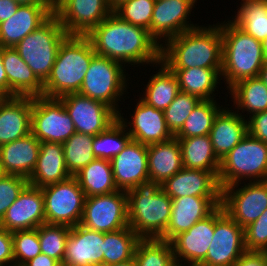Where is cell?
Segmentation results:
<instances>
[{
  "mask_svg": "<svg viewBox=\"0 0 267 266\" xmlns=\"http://www.w3.org/2000/svg\"><path fill=\"white\" fill-rule=\"evenodd\" d=\"M86 36L96 54L124 66L150 64L154 68L160 62L161 47L149 35V31L123 21L113 12Z\"/></svg>",
  "mask_w": 267,
  "mask_h": 266,
  "instance_id": "1",
  "label": "cell"
},
{
  "mask_svg": "<svg viewBox=\"0 0 267 266\" xmlns=\"http://www.w3.org/2000/svg\"><path fill=\"white\" fill-rule=\"evenodd\" d=\"M217 24L199 25L168 39L161 46L160 61L169 69H222L221 22Z\"/></svg>",
  "mask_w": 267,
  "mask_h": 266,
  "instance_id": "2",
  "label": "cell"
},
{
  "mask_svg": "<svg viewBox=\"0 0 267 266\" xmlns=\"http://www.w3.org/2000/svg\"><path fill=\"white\" fill-rule=\"evenodd\" d=\"M95 54L86 35H68L62 41L51 73L43 83V96L60 98L78 93Z\"/></svg>",
  "mask_w": 267,
  "mask_h": 266,
  "instance_id": "3",
  "label": "cell"
},
{
  "mask_svg": "<svg viewBox=\"0 0 267 266\" xmlns=\"http://www.w3.org/2000/svg\"><path fill=\"white\" fill-rule=\"evenodd\" d=\"M222 70L227 91L237 82L258 77L265 63L262 42L241 30L232 20L222 23Z\"/></svg>",
  "mask_w": 267,
  "mask_h": 266,
  "instance_id": "4",
  "label": "cell"
},
{
  "mask_svg": "<svg viewBox=\"0 0 267 266\" xmlns=\"http://www.w3.org/2000/svg\"><path fill=\"white\" fill-rule=\"evenodd\" d=\"M128 224L141 239H159L171 216L172 199L157 182L147 181L127 191Z\"/></svg>",
  "mask_w": 267,
  "mask_h": 266,
  "instance_id": "5",
  "label": "cell"
},
{
  "mask_svg": "<svg viewBox=\"0 0 267 266\" xmlns=\"http://www.w3.org/2000/svg\"><path fill=\"white\" fill-rule=\"evenodd\" d=\"M266 180L267 143L247 134L221 160L218 173L220 188L247 181Z\"/></svg>",
  "mask_w": 267,
  "mask_h": 266,
  "instance_id": "6",
  "label": "cell"
},
{
  "mask_svg": "<svg viewBox=\"0 0 267 266\" xmlns=\"http://www.w3.org/2000/svg\"><path fill=\"white\" fill-rule=\"evenodd\" d=\"M125 67L120 62L95 54L78 93L104 102L117 113H122L119 103L130 86Z\"/></svg>",
  "mask_w": 267,
  "mask_h": 266,
  "instance_id": "7",
  "label": "cell"
},
{
  "mask_svg": "<svg viewBox=\"0 0 267 266\" xmlns=\"http://www.w3.org/2000/svg\"><path fill=\"white\" fill-rule=\"evenodd\" d=\"M67 36V32L53 14L14 48L36 77L44 83L51 73L59 47Z\"/></svg>",
  "mask_w": 267,
  "mask_h": 266,
  "instance_id": "8",
  "label": "cell"
},
{
  "mask_svg": "<svg viewBox=\"0 0 267 266\" xmlns=\"http://www.w3.org/2000/svg\"><path fill=\"white\" fill-rule=\"evenodd\" d=\"M41 190L46 224L70 227L80 224L86 196L74 176Z\"/></svg>",
  "mask_w": 267,
  "mask_h": 266,
  "instance_id": "9",
  "label": "cell"
},
{
  "mask_svg": "<svg viewBox=\"0 0 267 266\" xmlns=\"http://www.w3.org/2000/svg\"><path fill=\"white\" fill-rule=\"evenodd\" d=\"M76 132L59 98L32 97L31 133L40 142L64 143Z\"/></svg>",
  "mask_w": 267,
  "mask_h": 266,
  "instance_id": "10",
  "label": "cell"
},
{
  "mask_svg": "<svg viewBox=\"0 0 267 266\" xmlns=\"http://www.w3.org/2000/svg\"><path fill=\"white\" fill-rule=\"evenodd\" d=\"M241 184L221 188V206L244 228L256 221L267 209V180L243 182V186Z\"/></svg>",
  "mask_w": 267,
  "mask_h": 266,
  "instance_id": "11",
  "label": "cell"
},
{
  "mask_svg": "<svg viewBox=\"0 0 267 266\" xmlns=\"http://www.w3.org/2000/svg\"><path fill=\"white\" fill-rule=\"evenodd\" d=\"M246 251L244 228L219 205L214 210V235L206 258L198 266H233Z\"/></svg>",
  "mask_w": 267,
  "mask_h": 266,
  "instance_id": "12",
  "label": "cell"
},
{
  "mask_svg": "<svg viewBox=\"0 0 267 266\" xmlns=\"http://www.w3.org/2000/svg\"><path fill=\"white\" fill-rule=\"evenodd\" d=\"M80 225L104 233L128 227L127 192L118 190L109 194L87 197Z\"/></svg>",
  "mask_w": 267,
  "mask_h": 266,
  "instance_id": "13",
  "label": "cell"
},
{
  "mask_svg": "<svg viewBox=\"0 0 267 266\" xmlns=\"http://www.w3.org/2000/svg\"><path fill=\"white\" fill-rule=\"evenodd\" d=\"M59 99L78 133L95 136L118 119V113L104 102L79 93L67 94Z\"/></svg>",
  "mask_w": 267,
  "mask_h": 266,
  "instance_id": "14",
  "label": "cell"
},
{
  "mask_svg": "<svg viewBox=\"0 0 267 266\" xmlns=\"http://www.w3.org/2000/svg\"><path fill=\"white\" fill-rule=\"evenodd\" d=\"M194 7L192 0H155L149 35L161 47L168 39L198 27L189 18Z\"/></svg>",
  "mask_w": 267,
  "mask_h": 266,
  "instance_id": "15",
  "label": "cell"
},
{
  "mask_svg": "<svg viewBox=\"0 0 267 266\" xmlns=\"http://www.w3.org/2000/svg\"><path fill=\"white\" fill-rule=\"evenodd\" d=\"M138 99L135 109L129 116L130 122L124 118V113H118V119L131 136V140L150 145L174 137L165 121L164 111L148 105L140 96Z\"/></svg>",
  "mask_w": 267,
  "mask_h": 266,
  "instance_id": "16",
  "label": "cell"
},
{
  "mask_svg": "<svg viewBox=\"0 0 267 266\" xmlns=\"http://www.w3.org/2000/svg\"><path fill=\"white\" fill-rule=\"evenodd\" d=\"M112 12L107 0H67L54 15L68 35H87Z\"/></svg>",
  "mask_w": 267,
  "mask_h": 266,
  "instance_id": "17",
  "label": "cell"
},
{
  "mask_svg": "<svg viewBox=\"0 0 267 266\" xmlns=\"http://www.w3.org/2000/svg\"><path fill=\"white\" fill-rule=\"evenodd\" d=\"M45 224L41 188L28 184L0 220L8 232L36 229Z\"/></svg>",
  "mask_w": 267,
  "mask_h": 266,
  "instance_id": "18",
  "label": "cell"
},
{
  "mask_svg": "<svg viewBox=\"0 0 267 266\" xmlns=\"http://www.w3.org/2000/svg\"><path fill=\"white\" fill-rule=\"evenodd\" d=\"M213 235L214 211L170 241L175 262L188 266H198L206 258Z\"/></svg>",
  "mask_w": 267,
  "mask_h": 266,
  "instance_id": "19",
  "label": "cell"
},
{
  "mask_svg": "<svg viewBox=\"0 0 267 266\" xmlns=\"http://www.w3.org/2000/svg\"><path fill=\"white\" fill-rule=\"evenodd\" d=\"M114 181L118 190L129 191L149 181L147 145L130 140L111 161Z\"/></svg>",
  "mask_w": 267,
  "mask_h": 266,
  "instance_id": "20",
  "label": "cell"
},
{
  "mask_svg": "<svg viewBox=\"0 0 267 266\" xmlns=\"http://www.w3.org/2000/svg\"><path fill=\"white\" fill-rule=\"evenodd\" d=\"M219 205L221 197L185 196L172 199L169 223L159 239L170 242L176 235L210 215Z\"/></svg>",
  "mask_w": 267,
  "mask_h": 266,
  "instance_id": "21",
  "label": "cell"
},
{
  "mask_svg": "<svg viewBox=\"0 0 267 266\" xmlns=\"http://www.w3.org/2000/svg\"><path fill=\"white\" fill-rule=\"evenodd\" d=\"M104 232L70 227L61 266H103Z\"/></svg>",
  "mask_w": 267,
  "mask_h": 266,
  "instance_id": "22",
  "label": "cell"
},
{
  "mask_svg": "<svg viewBox=\"0 0 267 266\" xmlns=\"http://www.w3.org/2000/svg\"><path fill=\"white\" fill-rule=\"evenodd\" d=\"M161 189L171 198L185 196L221 197L218 178L210 171L182 168Z\"/></svg>",
  "mask_w": 267,
  "mask_h": 266,
  "instance_id": "23",
  "label": "cell"
},
{
  "mask_svg": "<svg viewBox=\"0 0 267 266\" xmlns=\"http://www.w3.org/2000/svg\"><path fill=\"white\" fill-rule=\"evenodd\" d=\"M32 97H3L0 100V146L31 133Z\"/></svg>",
  "mask_w": 267,
  "mask_h": 266,
  "instance_id": "24",
  "label": "cell"
},
{
  "mask_svg": "<svg viewBox=\"0 0 267 266\" xmlns=\"http://www.w3.org/2000/svg\"><path fill=\"white\" fill-rule=\"evenodd\" d=\"M52 15L49 5H19L12 17L0 23V46L14 48Z\"/></svg>",
  "mask_w": 267,
  "mask_h": 266,
  "instance_id": "25",
  "label": "cell"
},
{
  "mask_svg": "<svg viewBox=\"0 0 267 266\" xmlns=\"http://www.w3.org/2000/svg\"><path fill=\"white\" fill-rule=\"evenodd\" d=\"M40 141L29 135L0 146V163L5 174L29 178L40 152Z\"/></svg>",
  "mask_w": 267,
  "mask_h": 266,
  "instance_id": "26",
  "label": "cell"
},
{
  "mask_svg": "<svg viewBox=\"0 0 267 266\" xmlns=\"http://www.w3.org/2000/svg\"><path fill=\"white\" fill-rule=\"evenodd\" d=\"M2 62L8 81V97L43 96V83L13 47H2Z\"/></svg>",
  "mask_w": 267,
  "mask_h": 266,
  "instance_id": "27",
  "label": "cell"
},
{
  "mask_svg": "<svg viewBox=\"0 0 267 266\" xmlns=\"http://www.w3.org/2000/svg\"><path fill=\"white\" fill-rule=\"evenodd\" d=\"M247 134V119L232 106H224L215 117L209 136L216 156L222 160Z\"/></svg>",
  "mask_w": 267,
  "mask_h": 266,
  "instance_id": "28",
  "label": "cell"
},
{
  "mask_svg": "<svg viewBox=\"0 0 267 266\" xmlns=\"http://www.w3.org/2000/svg\"><path fill=\"white\" fill-rule=\"evenodd\" d=\"M71 177L66 168L63 144L41 142L36 166L28 178L30 185L43 188Z\"/></svg>",
  "mask_w": 267,
  "mask_h": 266,
  "instance_id": "29",
  "label": "cell"
},
{
  "mask_svg": "<svg viewBox=\"0 0 267 266\" xmlns=\"http://www.w3.org/2000/svg\"><path fill=\"white\" fill-rule=\"evenodd\" d=\"M149 181L162 185L183 168L182 152L178 139L147 145Z\"/></svg>",
  "mask_w": 267,
  "mask_h": 266,
  "instance_id": "30",
  "label": "cell"
},
{
  "mask_svg": "<svg viewBox=\"0 0 267 266\" xmlns=\"http://www.w3.org/2000/svg\"><path fill=\"white\" fill-rule=\"evenodd\" d=\"M177 139L184 168L210 171L218 178L221 160L214 152L209 135Z\"/></svg>",
  "mask_w": 267,
  "mask_h": 266,
  "instance_id": "31",
  "label": "cell"
},
{
  "mask_svg": "<svg viewBox=\"0 0 267 266\" xmlns=\"http://www.w3.org/2000/svg\"><path fill=\"white\" fill-rule=\"evenodd\" d=\"M178 79L179 90L195 95L201 100H213L221 85V70L210 68L170 69ZM215 94H214V93Z\"/></svg>",
  "mask_w": 267,
  "mask_h": 266,
  "instance_id": "32",
  "label": "cell"
},
{
  "mask_svg": "<svg viewBox=\"0 0 267 266\" xmlns=\"http://www.w3.org/2000/svg\"><path fill=\"white\" fill-rule=\"evenodd\" d=\"M227 93L231 95L234 110L243 118L267 111V86L258 77L237 82Z\"/></svg>",
  "mask_w": 267,
  "mask_h": 266,
  "instance_id": "33",
  "label": "cell"
},
{
  "mask_svg": "<svg viewBox=\"0 0 267 266\" xmlns=\"http://www.w3.org/2000/svg\"><path fill=\"white\" fill-rule=\"evenodd\" d=\"M158 65V66H157ZM157 70L150 75L147 85H144L142 97L145 103L154 108L164 111L175 99L178 94L179 84L178 79L173 71H171L162 61L155 64Z\"/></svg>",
  "mask_w": 267,
  "mask_h": 266,
  "instance_id": "34",
  "label": "cell"
},
{
  "mask_svg": "<svg viewBox=\"0 0 267 266\" xmlns=\"http://www.w3.org/2000/svg\"><path fill=\"white\" fill-rule=\"evenodd\" d=\"M74 177L86 198L118 191L109 160L95 158Z\"/></svg>",
  "mask_w": 267,
  "mask_h": 266,
  "instance_id": "35",
  "label": "cell"
},
{
  "mask_svg": "<svg viewBox=\"0 0 267 266\" xmlns=\"http://www.w3.org/2000/svg\"><path fill=\"white\" fill-rule=\"evenodd\" d=\"M232 21L244 32L262 42L267 37V1L242 0Z\"/></svg>",
  "mask_w": 267,
  "mask_h": 266,
  "instance_id": "36",
  "label": "cell"
},
{
  "mask_svg": "<svg viewBox=\"0 0 267 266\" xmlns=\"http://www.w3.org/2000/svg\"><path fill=\"white\" fill-rule=\"evenodd\" d=\"M140 240L129 226L104 233L103 266L133 260L136 245Z\"/></svg>",
  "mask_w": 267,
  "mask_h": 266,
  "instance_id": "37",
  "label": "cell"
},
{
  "mask_svg": "<svg viewBox=\"0 0 267 266\" xmlns=\"http://www.w3.org/2000/svg\"><path fill=\"white\" fill-rule=\"evenodd\" d=\"M216 99L201 100L185 120L176 138H190L209 135L217 114L224 108Z\"/></svg>",
  "mask_w": 267,
  "mask_h": 266,
  "instance_id": "38",
  "label": "cell"
},
{
  "mask_svg": "<svg viewBox=\"0 0 267 266\" xmlns=\"http://www.w3.org/2000/svg\"><path fill=\"white\" fill-rule=\"evenodd\" d=\"M131 140L124 125L117 119L106 130L94 136L93 154L96 158L111 161Z\"/></svg>",
  "mask_w": 267,
  "mask_h": 266,
  "instance_id": "39",
  "label": "cell"
},
{
  "mask_svg": "<svg viewBox=\"0 0 267 266\" xmlns=\"http://www.w3.org/2000/svg\"><path fill=\"white\" fill-rule=\"evenodd\" d=\"M93 140L94 136L75 132L63 143L65 164L71 176L96 158L92 149Z\"/></svg>",
  "mask_w": 267,
  "mask_h": 266,
  "instance_id": "40",
  "label": "cell"
},
{
  "mask_svg": "<svg viewBox=\"0 0 267 266\" xmlns=\"http://www.w3.org/2000/svg\"><path fill=\"white\" fill-rule=\"evenodd\" d=\"M137 266H173L176 264L172 245L160 239H141L135 248Z\"/></svg>",
  "mask_w": 267,
  "mask_h": 266,
  "instance_id": "41",
  "label": "cell"
},
{
  "mask_svg": "<svg viewBox=\"0 0 267 266\" xmlns=\"http://www.w3.org/2000/svg\"><path fill=\"white\" fill-rule=\"evenodd\" d=\"M69 233L70 226L67 225L45 223L39 226L41 253L54 258L62 265Z\"/></svg>",
  "mask_w": 267,
  "mask_h": 266,
  "instance_id": "42",
  "label": "cell"
},
{
  "mask_svg": "<svg viewBox=\"0 0 267 266\" xmlns=\"http://www.w3.org/2000/svg\"><path fill=\"white\" fill-rule=\"evenodd\" d=\"M155 0H127L117 6L115 13L123 21L150 30Z\"/></svg>",
  "mask_w": 267,
  "mask_h": 266,
  "instance_id": "43",
  "label": "cell"
},
{
  "mask_svg": "<svg viewBox=\"0 0 267 266\" xmlns=\"http://www.w3.org/2000/svg\"><path fill=\"white\" fill-rule=\"evenodd\" d=\"M200 101L201 99L195 95L178 92L172 103L164 110L165 121L173 135L182 128L185 120Z\"/></svg>",
  "mask_w": 267,
  "mask_h": 266,
  "instance_id": "44",
  "label": "cell"
},
{
  "mask_svg": "<svg viewBox=\"0 0 267 266\" xmlns=\"http://www.w3.org/2000/svg\"><path fill=\"white\" fill-rule=\"evenodd\" d=\"M14 266L24 263L41 253L39 227L12 232Z\"/></svg>",
  "mask_w": 267,
  "mask_h": 266,
  "instance_id": "45",
  "label": "cell"
},
{
  "mask_svg": "<svg viewBox=\"0 0 267 266\" xmlns=\"http://www.w3.org/2000/svg\"><path fill=\"white\" fill-rule=\"evenodd\" d=\"M28 184V179L19 175L6 174L0 179V220Z\"/></svg>",
  "mask_w": 267,
  "mask_h": 266,
  "instance_id": "46",
  "label": "cell"
},
{
  "mask_svg": "<svg viewBox=\"0 0 267 266\" xmlns=\"http://www.w3.org/2000/svg\"><path fill=\"white\" fill-rule=\"evenodd\" d=\"M246 250L263 251L267 247V209L254 222L244 227Z\"/></svg>",
  "mask_w": 267,
  "mask_h": 266,
  "instance_id": "47",
  "label": "cell"
},
{
  "mask_svg": "<svg viewBox=\"0 0 267 266\" xmlns=\"http://www.w3.org/2000/svg\"><path fill=\"white\" fill-rule=\"evenodd\" d=\"M248 134L255 139L267 143V111H263L247 118Z\"/></svg>",
  "mask_w": 267,
  "mask_h": 266,
  "instance_id": "48",
  "label": "cell"
},
{
  "mask_svg": "<svg viewBox=\"0 0 267 266\" xmlns=\"http://www.w3.org/2000/svg\"><path fill=\"white\" fill-rule=\"evenodd\" d=\"M0 263L14 266L12 233L0 226Z\"/></svg>",
  "mask_w": 267,
  "mask_h": 266,
  "instance_id": "49",
  "label": "cell"
},
{
  "mask_svg": "<svg viewBox=\"0 0 267 266\" xmlns=\"http://www.w3.org/2000/svg\"><path fill=\"white\" fill-rule=\"evenodd\" d=\"M233 266H267V257L263 251L246 250Z\"/></svg>",
  "mask_w": 267,
  "mask_h": 266,
  "instance_id": "50",
  "label": "cell"
},
{
  "mask_svg": "<svg viewBox=\"0 0 267 266\" xmlns=\"http://www.w3.org/2000/svg\"><path fill=\"white\" fill-rule=\"evenodd\" d=\"M19 7L14 0H0V23L12 17Z\"/></svg>",
  "mask_w": 267,
  "mask_h": 266,
  "instance_id": "51",
  "label": "cell"
},
{
  "mask_svg": "<svg viewBox=\"0 0 267 266\" xmlns=\"http://www.w3.org/2000/svg\"><path fill=\"white\" fill-rule=\"evenodd\" d=\"M22 266H61V264L54 258L49 257L46 254L40 253L34 258L30 259Z\"/></svg>",
  "mask_w": 267,
  "mask_h": 266,
  "instance_id": "52",
  "label": "cell"
},
{
  "mask_svg": "<svg viewBox=\"0 0 267 266\" xmlns=\"http://www.w3.org/2000/svg\"><path fill=\"white\" fill-rule=\"evenodd\" d=\"M0 95L8 97V81L5 68L2 62V47L0 46Z\"/></svg>",
  "mask_w": 267,
  "mask_h": 266,
  "instance_id": "53",
  "label": "cell"
},
{
  "mask_svg": "<svg viewBox=\"0 0 267 266\" xmlns=\"http://www.w3.org/2000/svg\"><path fill=\"white\" fill-rule=\"evenodd\" d=\"M19 5H49V0H14Z\"/></svg>",
  "mask_w": 267,
  "mask_h": 266,
  "instance_id": "54",
  "label": "cell"
},
{
  "mask_svg": "<svg viewBox=\"0 0 267 266\" xmlns=\"http://www.w3.org/2000/svg\"><path fill=\"white\" fill-rule=\"evenodd\" d=\"M67 0H49V6L54 14Z\"/></svg>",
  "mask_w": 267,
  "mask_h": 266,
  "instance_id": "55",
  "label": "cell"
},
{
  "mask_svg": "<svg viewBox=\"0 0 267 266\" xmlns=\"http://www.w3.org/2000/svg\"><path fill=\"white\" fill-rule=\"evenodd\" d=\"M258 78L267 86V61L260 69Z\"/></svg>",
  "mask_w": 267,
  "mask_h": 266,
  "instance_id": "56",
  "label": "cell"
},
{
  "mask_svg": "<svg viewBox=\"0 0 267 266\" xmlns=\"http://www.w3.org/2000/svg\"><path fill=\"white\" fill-rule=\"evenodd\" d=\"M110 8L114 10L117 6H119L121 3L127 1V0H107Z\"/></svg>",
  "mask_w": 267,
  "mask_h": 266,
  "instance_id": "57",
  "label": "cell"
},
{
  "mask_svg": "<svg viewBox=\"0 0 267 266\" xmlns=\"http://www.w3.org/2000/svg\"><path fill=\"white\" fill-rule=\"evenodd\" d=\"M108 266H137V264L135 263L134 259L133 260H129L123 263H117V264H112V265H108Z\"/></svg>",
  "mask_w": 267,
  "mask_h": 266,
  "instance_id": "58",
  "label": "cell"
},
{
  "mask_svg": "<svg viewBox=\"0 0 267 266\" xmlns=\"http://www.w3.org/2000/svg\"><path fill=\"white\" fill-rule=\"evenodd\" d=\"M262 47L265 61H267V37L262 41Z\"/></svg>",
  "mask_w": 267,
  "mask_h": 266,
  "instance_id": "59",
  "label": "cell"
},
{
  "mask_svg": "<svg viewBox=\"0 0 267 266\" xmlns=\"http://www.w3.org/2000/svg\"><path fill=\"white\" fill-rule=\"evenodd\" d=\"M6 174L4 173V171H3V168H2V165H1V163H0V179L3 177V176H5Z\"/></svg>",
  "mask_w": 267,
  "mask_h": 266,
  "instance_id": "60",
  "label": "cell"
},
{
  "mask_svg": "<svg viewBox=\"0 0 267 266\" xmlns=\"http://www.w3.org/2000/svg\"><path fill=\"white\" fill-rule=\"evenodd\" d=\"M173 266H187V265H184V264H178V263H176L175 265H173Z\"/></svg>",
  "mask_w": 267,
  "mask_h": 266,
  "instance_id": "61",
  "label": "cell"
},
{
  "mask_svg": "<svg viewBox=\"0 0 267 266\" xmlns=\"http://www.w3.org/2000/svg\"><path fill=\"white\" fill-rule=\"evenodd\" d=\"M263 252L266 254L267 257V247L263 250Z\"/></svg>",
  "mask_w": 267,
  "mask_h": 266,
  "instance_id": "62",
  "label": "cell"
}]
</instances>
